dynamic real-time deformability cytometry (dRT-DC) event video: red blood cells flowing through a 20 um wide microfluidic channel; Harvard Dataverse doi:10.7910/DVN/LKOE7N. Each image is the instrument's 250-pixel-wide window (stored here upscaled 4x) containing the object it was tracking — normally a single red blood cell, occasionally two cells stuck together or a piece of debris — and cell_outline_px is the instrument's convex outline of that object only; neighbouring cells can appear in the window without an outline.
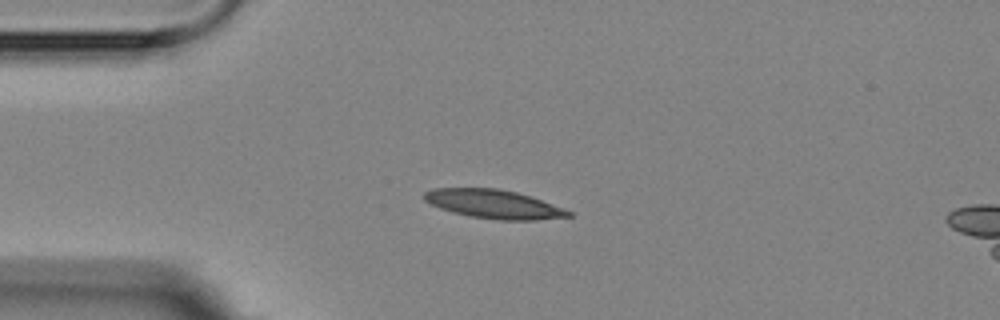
{"species": "Egyptian fruit bat (a non-hibernating species)", "species_latin": "Rousettus aegyptiacus", "temperature_condition": "room temperature", "stored_images_in_passage": 4, "camera_frame_rate_fps": 3000, "um_per_image_px": 0.085, "animal": {"sex": "female"}, "frame": {"image": 1, "passage_image": 3, "time_ms": 2.333, "image_size_px": [1000, 320], "cell_outline_px": [[572, 216], [536, 220], [500, 220], [468, 216], [452, 212], [440, 208], [424, 200], [424, 192], [432, 188], [496, 188], [516, 192], [532, 196], [564, 208], [572, 212]], "centroid_in_image_um": [41.98, 17.35], "position_along_channel_um": 43.0, "area_um2": 24.22}}